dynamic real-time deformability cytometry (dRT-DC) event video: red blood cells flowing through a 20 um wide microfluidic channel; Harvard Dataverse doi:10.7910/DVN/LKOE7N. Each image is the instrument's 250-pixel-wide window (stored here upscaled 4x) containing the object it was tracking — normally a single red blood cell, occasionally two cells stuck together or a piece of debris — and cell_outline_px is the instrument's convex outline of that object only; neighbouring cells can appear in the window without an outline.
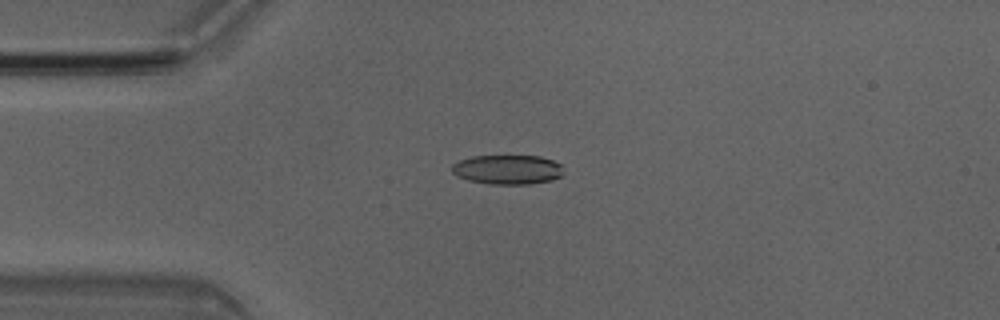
{"species": "Egyptian fruit bat (a non-hibernating species)", "species_latin": "Rousettus aegyptiacus", "temperature_condition": "room temperature", "stored_images_in_passage": 50, "camera_frame_rate_fps": 3000, "um_per_image_px": 0.085, "animal": {"sex": "male"}, "frame": {"image": 1, "passage_image": 12, "time_ms": 3.667, "image_size_px": [1000, 320], "cell_outline_px": [[564, 172], [560, 176], [552, 180], [532, 184], [492, 184], [468, 180], [456, 176], [452, 172], [452, 164], [460, 160], [472, 156], [540, 156], [552, 160], [560, 164]], "centroid_in_image_um": [43.14, 14.41], "position_along_channel_um": 41.9, "area_um2": 19.19}}
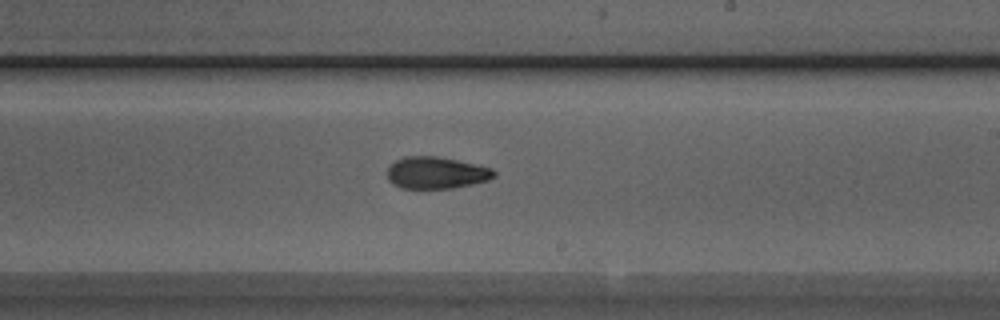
{"frame": {"image": 2, "passage_image": 29, "time_ms": 9.333, "image_size_px": [1000, 320], "cell_outline_px": [[496, 176], [488, 180], [472, 184], [452, 188], [400, 188], [392, 184], [388, 180], [388, 168], [396, 160], [404, 156], [436, 156], [476, 164], [492, 168], [496, 172]], "centroid_in_image_um": [37.08, 14.69], "position_along_channel_um": 251.9, "area_um2": 19.83}}
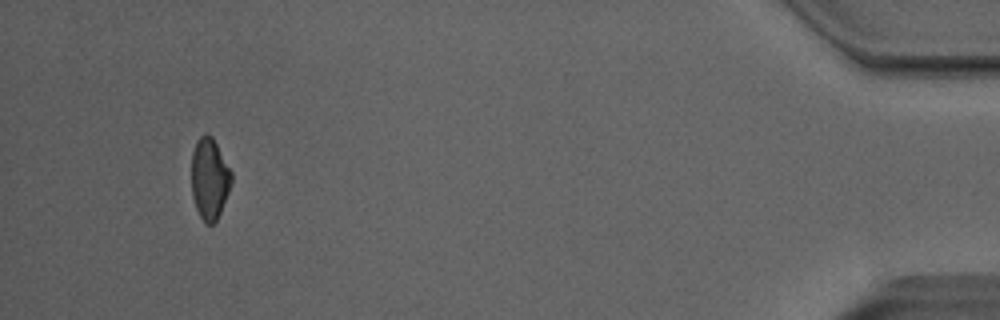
{"frame": {"image": 3, "passage_image": 47, "time_ms": 15.333, "image_size_px": [1000, 320], "cell_outline_px": [[232, 180], [228, 192], [220, 212], [216, 220], [212, 224], [204, 224], [196, 208], [192, 196], [192, 152], [196, 140], [204, 132], [208, 132], [212, 136], [232, 172]], "centroid_in_image_um": [17.8, 15.15], "position_along_channel_um": 417.4, "area_um2": 18.96}, "authors_computed_cell_mechanics": {"area_um2": 20.0566, "velocity_mm_per_s": 4.0704, "shape_relaxation_time_tau1_ms": 7.9667, "shape_relaxation_time_tau2_ms": 3.5838, "deformation_change_tau1": 0.1915, "deformation_change_tau2": 0.0942}}